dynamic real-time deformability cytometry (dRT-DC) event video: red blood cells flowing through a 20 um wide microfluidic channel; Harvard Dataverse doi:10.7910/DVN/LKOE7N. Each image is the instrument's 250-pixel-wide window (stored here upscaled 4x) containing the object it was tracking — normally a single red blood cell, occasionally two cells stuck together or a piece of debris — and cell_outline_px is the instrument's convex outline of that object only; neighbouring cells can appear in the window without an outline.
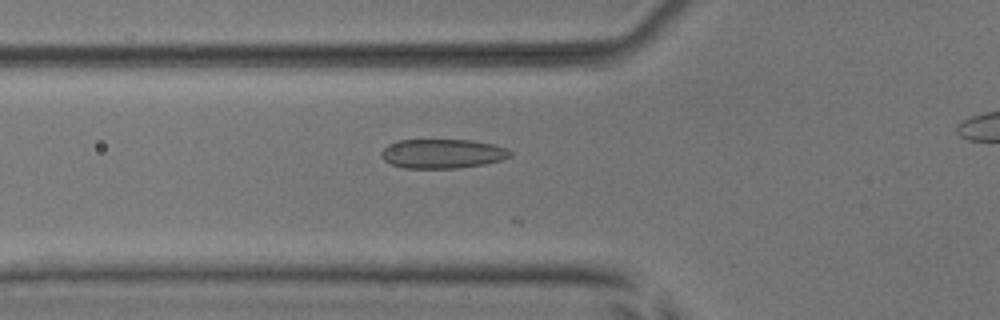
{"species": "common noctule bat (a hibernating species)", "species_latin": "Nyctalus noctula", "temperature_condition": "room temperature", "stored_images_in_passage": 23, "camera_frame_rate_fps": 3000, "um_per_image_px": 0.085, "animal": {"sex": "male", "body_mass_g": 17.9, "forearm_length_mm": 54.2}, "frame": {"image": 1, "passage_image": 16, "time_ms": 5.0, "image_size_px": [1000, 320], "cell_outline_px": [[512, 156], [504, 160], [484, 164], [456, 168], [404, 168], [392, 164], [384, 160], [380, 156], [380, 152], [388, 144], [400, 140], [472, 140], [492, 144], [508, 148], [512, 152]], "centroid_in_image_um": [37.63, 13.06], "position_along_channel_um": 88.2, "area_um2": 22.14}}